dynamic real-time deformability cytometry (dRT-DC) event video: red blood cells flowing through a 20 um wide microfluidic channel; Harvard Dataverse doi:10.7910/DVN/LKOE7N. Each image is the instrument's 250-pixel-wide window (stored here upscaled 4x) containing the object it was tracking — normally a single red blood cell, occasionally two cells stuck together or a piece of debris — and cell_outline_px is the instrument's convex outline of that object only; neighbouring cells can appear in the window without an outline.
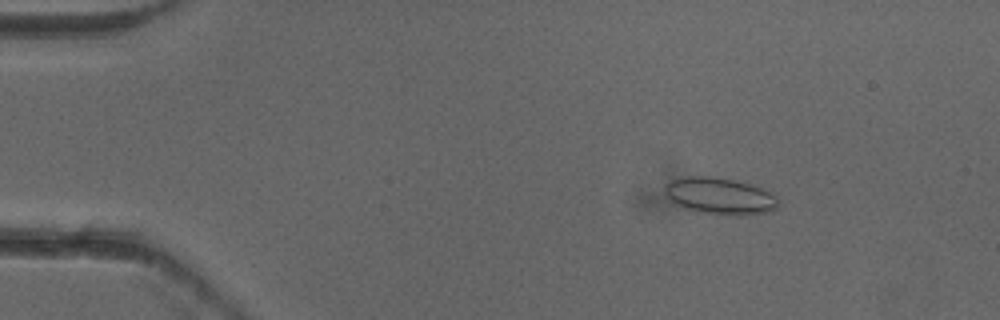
{"species": "common noctule bat (a hibernating species)", "species_latin": "Nyctalus noctula", "temperature_condition": "cold", "stored_images_in_passage": 2, "camera_frame_rate_fps": 3000, "um_per_image_px": 0.085, "animal": {"sex": "female"}, "frame": {"image": 1, "passage_image": 1, "time_ms": 0.0, "image_size_px": [1000, 320], "cell_outline_px": [[780, 200], [776, 208], [772, 212], [744, 216], [728, 216], [704, 212], [684, 208], [676, 204], [664, 192], [664, 184], [672, 180], [688, 176], [708, 176], [732, 180], [748, 184], [760, 188], [776, 196]], "centroid_in_image_um": [61.21, 16.69], "position_along_channel_um": 23.8, "area_um2": 24.28}}